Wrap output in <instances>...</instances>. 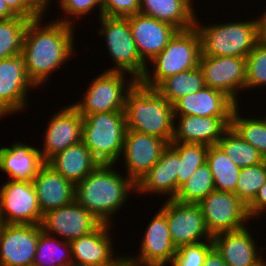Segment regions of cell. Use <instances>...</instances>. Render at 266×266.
<instances>
[{
	"instance_id": "6da1fadb",
	"label": "cell",
	"mask_w": 266,
	"mask_h": 266,
	"mask_svg": "<svg viewBox=\"0 0 266 266\" xmlns=\"http://www.w3.org/2000/svg\"><path fill=\"white\" fill-rule=\"evenodd\" d=\"M45 17L29 21L22 47L28 78L38 89L78 52L74 49L76 27L55 19L42 22Z\"/></svg>"
},
{
	"instance_id": "7a4b0ae2",
	"label": "cell",
	"mask_w": 266,
	"mask_h": 266,
	"mask_svg": "<svg viewBox=\"0 0 266 266\" xmlns=\"http://www.w3.org/2000/svg\"><path fill=\"white\" fill-rule=\"evenodd\" d=\"M116 165L100 163L75 184L74 200L101 223L110 225H115L114 215L124 208L130 194L136 193V184L124 173L120 174Z\"/></svg>"
},
{
	"instance_id": "3957f363",
	"label": "cell",
	"mask_w": 266,
	"mask_h": 266,
	"mask_svg": "<svg viewBox=\"0 0 266 266\" xmlns=\"http://www.w3.org/2000/svg\"><path fill=\"white\" fill-rule=\"evenodd\" d=\"M127 130L152 135L172 142L173 104L162 97L155 88L139 81L127 93L125 104Z\"/></svg>"
},
{
	"instance_id": "277c9868",
	"label": "cell",
	"mask_w": 266,
	"mask_h": 266,
	"mask_svg": "<svg viewBox=\"0 0 266 266\" xmlns=\"http://www.w3.org/2000/svg\"><path fill=\"white\" fill-rule=\"evenodd\" d=\"M197 16L194 27L200 36L201 55L246 58L258 43L255 18L206 25Z\"/></svg>"
},
{
	"instance_id": "5b68a950",
	"label": "cell",
	"mask_w": 266,
	"mask_h": 266,
	"mask_svg": "<svg viewBox=\"0 0 266 266\" xmlns=\"http://www.w3.org/2000/svg\"><path fill=\"white\" fill-rule=\"evenodd\" d=\"M200 56V36L196 28L178 30L167 46L147 63L139 82L146 87L156 88L169 76L197 68Z\"/></svg>"
},
{
	"instance_id": "8992f818",
	"label": "cell",
	"mask_w": 266,
	"mask_h": 266,
	"mask_svg": "<svg viewBox=\"0 0 266 266\" xmlns=\"http://www.w3.org/2000/svg\"><path fill=\"white\" fill-rule=\"evenodd\" d=\"M124 111L83 117L82 142L101 164H118L126 133Z\"/></svg>"
},
{
	"instance_id": "52a82bcc",
	"label": "cell",
	"mask_w": 266,
	"mask_h": 266,
	"mask_svg": "<svg viewBox=\"0 0 266 266\" xmlns=\"http://www.w3.org/2000/svg\"><path fill=\"white\" fill-rule=\"evenodd\" d=\"M100 72L96 78L90 80L80 101L71 104L82 117L93 113L124 111L127 93L138 82L133 75L126 72L105 69Z\"/></svg>"
},
{
	"instance_id": "ba28073f",
	"label": "cell",
	"mask_w": 266,
	"mask_h": 266,
	"mask_svg": "<svg viewBox=\"0 0 266 266\" xmlns=\"http://www.w3.org/2000/svg\"><path fill=\"white\" fill-rule=\"evenodd\" d=\"M98 34L103 36L106 43V51L112 59V66L106 68V71H122L133 75L138 81L144 75L147 64L141 59L129 20L122 17L98 18Z\"/></svg>"
},
{
	"instance_id": "9c48e42d",
	"label": "cell",
	"mask_w": 266,
	"mask_h": 266,
	"mask_svg": "<svg viewBox=\"0 0 266 266\" xmlns=\"http://www.w3.org/2000/svg\"><path fill=\"white\" fill-rule=\"evenodd\" d=\"M36 88L28 78L22 53L0 60V120L28 110L29 89Z\"/></svg>"
},
{
	"instance_id": "30bf717a",
	"label": "cell",
	"mask_w": 266,
	"mask_h": 266,
	"mask_svg": "<svg viewBox=\"0 0 266 266\" xmlns=\"http://www.w3.org/2000/svg\"><path fill=\"white\" fill-rule=\"evenodd\" d=\"M198 204L202 208L206 228L212 237L222 232L242 229L250 224L247 206L235 193L214 190Z\"/></svg>"
},
{
	"instance_id": "8fae6325",
	"label": "cell",
	"mask_w": 266,
	"mask_h": 266,
	"mask_svg": "<svg viewBox=\"0 0 266 266\" xmlns=\"http://www.w3.org/2000/svg\"><path fill=\"white\" fill-rule=\"evenodd\" d=\"M159 207L166 215L170 236L176 248L183 245L213 241L199 204L166 199Z\"/></svg>"
},
{
	"instance_id": "7c38bea8",
	"label": "cell",
	"mask_w": 266,
	"mask_h": 266,
	"mask_svg": "<svg viewBox=\"0 0 266 266\" xmlns=\"http://www.w3.org/2000/svg\"><path fill=\"white\" fill-rule=\"evenodd\" d=\"M0 186L4 224L41 225L43 214L32 182L7 180Z\"/></svg>"
},
{
	"instance_id": "4fadbf2b",
	"label": "cell",
	"mask_w": 266,
	"mask_h": 266,
	"mask_svg": "<svg viewBox=\"0 0 266 266\" xmlns=\"http://www.w3.org/2000/svg\"><path fill=\"white\" fill-rule=\"evenodd\" d=\"M199 68L206 87L223 91L239 104L240 92L245 94L246 58L201 55Z\"/></svg>"
},
{
	"instance_id": "5bb4252c",
	"label": "cell",
	"mask_w": 266,
	"mask_h": 266,
	"mask_svg": "<svg viewBox=\"0 0 266 266\" xmlns=\"http://www.w3.org/2000/svg\"><path fill=\"white\" fill-rule=\"evenodd\" d=\"M112 228L101 223L91 233L70 241L73 266H122L123 256L114 250Z\"/></svg>"
},
{
	"instance_id": "9a60e30c",
	"label": "cell",
	"mask_w": 266,
	"mask_h": 266,
	"mask_svg": "<svg viewBox=\"0 0 266 266\" xmlns=\"http://www.w3.org/2000/svg\"><path fill=\"white\" fill-rule=\"evenodd\" d=\"M168 145L164 139L126 130L120 157L125 162L126 175L136 184L157 163Z\"/></svg>"
},
{
	"instance_id": "2e32d148",
	"label": "cell",
	"mask_w": 266,
	"mask_h": 266,
	"mask_svg": "<svg viewBox=\"0 0 266 266\" xmlns=\"http://www.w3.org/2000/svg\"><path fill=\"white\" fill-rule=\"evenodd\" d=\"M101 222L75 200L43 214L41 228L52 236L70 242L95 230Z\"/></svg>"
},
{
	"instance_id": "e0dca14e",
	"label": "cell",
	"mask_w": 266,
	"mask_h": 266,
	"mask_svg": "<svg viewBox=\"0 0 266 266\" xmlns=\"http://www.w3.org/2000/svg\"><path fill=\"white\" fill-rule=\"evenodd\" d=\"M62 108L51 115L44 128V141L39 151L46 162L58 152L82 141L83 117L71 104Z\"/></svg>"
},
{
	"instance_id": "ac0fdd59",
	"label": "cell",
	"mask_w": 266,
	"mask_h": 266,
	"mask_svg": "<svg viewBox=\"0 0 266 266\" xmlns=\"http://www.w3.org/2000/svg\"><path fill=\"white\" fill-rule=\"evenodd\" d=\"M39 225L3 224L0 227V266H32Z\"/></svg>"
},
{
	"instance_id": "d6986e66",
	"label": "cell",
	"mask_w": 266,
	"mask_h": 266,
	"mask_svg": "<svg viewBox=\"0 0 266 266\" xmlns=\"http://www.w3.org/2000/svg\"><path fill=\"white\" fill-rule=\"evenodd\" d=\"M150 218L141 236L139 254L127 255L131 260L141 263L169 264L172 262L177 248L172 242L165 213L159 208Z\"/></svg>"
},
{
	"instance_id": "ffe728a7",
	"label": "cell",
	"mask_w": 266,
	"mask_h": 266,
	"mask_svg": "<svg viewBox=\"0 0 266 266\" xmlns=\"http://www.w3.org/2000/svg\"><path fill=\"white\" fill-rule=\"evenodd\" d=\"M232 117L174 115L172 142L218 144L230 128Z\"/></svg>"
},
{
	"instance_id": "44dd1931",
	"label": "cell",
	"mask_w": 266,
	"mask_h": 266,
	"mask_svg": "<svg viewBox=\"0 0 266 266\" xmlns=\"http://www.w3.org/2000/svg\"><path fill=\"white\" fill-rule=\"evenodd\" d=\"M141 59L147 64L169 43L178 29L166 22L137 13L126 17Z\"/></svg>"
},
{
	"instance_id": "7402d4cb",
	"label": "cell",
	"mask_w": 266,
	"mask_h": 266,
	"mask_svg": "<svg viewBox=\"0 0 266 266\" xmlns=\"http://www.w3.org/2000/svg\"><path fill=\"white\" fill-rule=\"evenodd\" d=\"M248 227L213 236L214 247L227 266H256L266 257L264 247L257 246V238Z\"/></svg>"
},
{
	"instance_id": "603a6c76",
	"label": "cell",
	"mask_w": 266,
	"mask_h": 266,
	"mask_svg": "<svg viewBox=\"0 0 266 266\" xmlns=\"http://www.w3.org/2000/svg\"><path fill=\"white\" fill-rule=\"evenodd\" d=\"M237 103L221 90L204 87L196 93L180 97L173 103L174 115L232 117Z\"/></svg>"
},
{
	"instance_id": "cb8c5ba5",
	"label": "cell",
	"mask_w": 266,
	"mask_h": 266,
	"mask_svg": "<svg viewBox=\"0 0 266 266\" xmlns=\"http://www.w3.org/2000/svg\"><path fill=\"white\" fill-rule=\"evenodd\" d=\"M38 148L21 140L0 147V171L8 180L32 182L46 164Z\"/></svg>"
},
{
	"instance_id": "d4e9b609",
	"label": "cell",
	"mask_w": 266,
	"mask_h": 266,
	"mask_svg": "<svg viewBox=\"0 0 266 266\" xmlns=\"http://www.w3.org/2000/svg\"><path fill=\"white\" fill-rule=\"evenodd\" d=\"M177 173L178 153L168 145L157 163L136 183V193L174 199L177 194Z\"/></svg>"
},
{
	"instance_id": "484cf974",
	"label": "cell",
	"mask_w": 266,
	"mask_h": 266,
	"mask_svg": "<svg viewBox=\"0 0 266 266\" xmlns=\"http://www.w3.org/2000/svg\"><path fill=\"white\" fill-rule=\"evenodd\" d=\"M32 184L42 214L74 201L75 185L47 163L40 169L39 174L33 178Z\"/></svg>"
},
{
	"instance_id": "4316f807",
	"label": "cell",
	"mask_w": 266,
	"mask_h": 266,
	"mask_svg": "<svg viewBox=\"0 0 266 266\" xmlns=\"http://www.w3.org/2000/svg\"><path fill=\"white\" fill-rule=\"evenodd\" d=\"M46 163L74 185L100 164L82 141L58 152Z\"/></svg>"
},
{
	"instance_id": "83f0119b",
	"label": "cell",
	"mask_w": 266,
	"mask_h": 266,
	"mask_svg": "<svg viewBox=\"0 0 266 266\" xmlns=\"http://www.w3.org/2000/svg\"><path fill=\"white\" fill-rule=\"evenodd\" d=\"M194 0H140L139 13L166 22L178 30L195 24Z\"/></svg>"
},
{
	"instance_id": "f1b7e54d",
	"label": "cell",
	"mask_w": 266,
	"mask_h": 266,
	"mask_svg": "<svg viewBox=\"0 0 266 266\" xmlns=\"http://www.w3.org/2000/svg\"><path fill=\"white\" fill-rule=\"evenodd\" d=\"M206 163L212 172L215 190L234 193L241 168L218 144L209 146Z\"/></svg>"
},
{
	"instance_id": "f546056e",
	"label": "cell",
	"mask_w": 266,
	"mask_h": 266,
	"mask_svg": "<svg viewBox=\"0 0 266 266\" xmlns=\"http://www.w3.org/2000/svg\"><path fill=\"white\" fill-rule=\"evenodd\" d=\"M32 266H73L70 243L45 233L39 225V238Z\"/></svg>"
},
{
	"instance_id": "4dcf8cb0",
	"label": "cell",
	"mask_w": 266,
	"mask_h": 266,
	"mask_svg": "<svg viewBox=\"0 0 266 266\" xmlns=\"http://www.w3.org/2000/svg\"><path fill=\"white\" fill-rule=\"evenodd\" d=\"M204 75L199 66L164 79L155 89L170 103L180 97L196 93L205 87Z\"/></svg>"
},
{
	"instance_id": "1f68e13d",
	"label": "cell",
	"mask_w": 266,
	"mask_h": 266,
	"mask_svg": "<svg viewBox=\"0 0 266 266\" xmlns=\"http://www.w3.org/2000/svg\"><path fill=\"white\" fill-rule=\"evenodd\" d=\"M241 111L240 104H238L233 110L230 127L266 159V114L259 118L254 115L244 118Z\"/></svg>"
},
{
	"instance_id": "d6a6232c",
	"label": "cell",
	"mask_w": 266,
	"mask_h": 266,
	"mask_svg": "<svg viewBox=\"0 0 266 266\" xmlns=\"http://www.w3.org/2000/svg\"><path fill=\"white\" fill-rule=\"evenodd\" d=\"M218 145L240 168L258 165L266 160L257 149L242 139L231 127L223 134Z\"/></svg>"
},
{
	"instance_id": "836d02e7",
	"label": "cell",
	"mask_w": 266,
	"mask_h": 266,
	"mask_svg": "<svg viewBox=\"0 0 266 266\" xmlns=\"http://www.w3.org/2000/svg\"><path fill=\"white\" fill-rule=\"evenodd\" d=\"M214 190L215 184L212 172L208 164L204 163L179 187L174 200L181 203L198 204Z\"/></svg>"
},
{
	"instance_id": "e575fe53",
	"label": "cell",
	"mask_w": 266,
	"mask_h": 266,
	"mask_svg": "<svg viewBox=\"0 0 266 266\" xmlns=\"http://www.w3.org/2000/svg\"><path fill=\"white\" fill-rule=\"evenodd\" d=\"M178 153L177 192L191 174L204 163L209 146L204 144L171 142L169 144Z\"/></svg>"
},
{
	"instance_id": "d590c367",
	"label": "cell",
	"mask_w": 266,
	"mask_h": 266,
	"mask_svg": "<svg viewBox=\"0 0 266 266\" xmlns=\"http://www.w3.org/2000/svg\"><path fill=\"white\" fill-rule=\"evenodd\" d=\"M29 21L20 16L0 20V60L22 53L23 39Z\"/></svg>"
},
{
	"instance_id": "8d00e7d4",
	"label": "cell",
	"mask_w": 266,
	"mask_h": 266,
	"mask_svg": "<svg viewBox=\"0 0 266 266\" xmlns=\"http://www.w3.org/2000/svg\"><path fill=\"white\" fill-rule=\"evenodd\" d=\"M265 182L266 160L258 165L241 168L234 193L248 206Z\"/></svg>"
},
{
	"instance_id": "74e56055",
	"label": "cell",
	"mask_w": 266,
	"mask_h": 266,
	"mask_svg": "<svg viewBox=\"0 0 266 266\" xmlns=\"http://www.w3.org/2000/svg\"><path fill=\"white\" fill-rule=\"evenodd\" d=\"M266 86V44L258 42L246 57L245 90L262 89Z\"/></svg>"
},
{
	"instance_id": "f35d334b",
	"label": "cell",
	"mask_w": 266,
	"mask_h": 266,
	"mask_svg": "<svg viewBox=\"0 0 266 266\" xmlns=\"http://www.w3.org/2000/svg\"><path fill=\"white\" fill-rule=\"evenodd\" d=\"M58 5L60 10H62L61 16H63L60 18V15H58L55 20L75 27L78 24L76 21L79 22L80 18L82 20L87 17L86 15H91L94 9L99 11H97L99 15L97 18L103 16L102 0H60Z\"/></svg>"
},
{
	"instance_id": "ab89813d",
	"label": "cell",
	"mask_w": 266,
	"mask_h": 266,
	"mask_svg": "<svg viewBox=\"0 0 266 266\" xmlns=\"http://www.w3.org/2000/svg\"><path fill=\"white\" fill-rule=\"evenodd\" d=\"M214 247L213 241L183 245L177 248L169 266H203L208 252Z\"/></svg>"
},
{
	"instance_id": "60d3db41",
	"label": "cell",
	"mask_w": 266,
	"mask_h": 266,
	"mask_svg": "<svg viewBox=\"0 0 266 266\" xmlns=\"http://www.w3.org/2000/svg\"><path fill=\"white\" fill-rule=\"evenodd\" d=\"M140 0H102L103 16L126 18L139 13Z\"/></svg>"
},
{
	"instance_id": "b9f144b4",
	"label": "cell",
	"mask_w": 266,
	"mask_h": 266,
	"mask_svg": "<svg viewBox=\"0 0 266 266\" xmlns=\"http://www.w3.org/2000/svg\"><path fill=\"white\" fill-rule=\"evenodd\" d=\"M247 213L251 220L257 221L266 216V182L258 190L254 200L247 206Z\"/></svg>"
},
{
	"instance_id": "7bdbcfd3",
	"label": "cell",
	"mask_w": 266,
	"mask_h": 266,
	"mask_svg": "<svg viewBox=\"0 0 266 266\" xmlns=\"http://www.w3.org/2000/svg\"><path fill=\"white\" fill-rule=\"evenodd\" d=\"M7 6L20 17L28 20H34L41 14L30 4L28 0H4Z\"/></svg>"
},
{
	"instance_id": "ee69618b",
	"label": "cell",
	"mask_w": 266,
	"mask_h": 266,
	"mask_svg": "<svg viewBox=\"0 0 266 266\" xmlns=\"http://www.w3.org/2000/svg\"><path fill=\"white\" fill-rule=\"evenodd\" d=\"M203 266H227L221 254L213 247L207 254Z\"/></svg>"
},
{
	"instance_id": "f6af8a7d",
	"label": "cell",
	"mask_w": 266,
	"mask_h": 266,
	"mask_svg": "<svg viewBox=\"0 0 266 266\" xmlns=\"http://www.w3.org/2000/svg\"><path fill=\"white\" fill-rule=\"evenodd\" d=\"M260 15V17L257 16L255 19L257 24V39L258 42L266 44V9L265 11L263 10V13Z\"/></svg>"
},
{
	"instance_id": "bcb514c9",
	"label": "cell",
	"mask_w": 266,
	"mask_h": 266,
	"mask_svg": "<svg viewBox=\"0 0 266 266\" xmlns=\"http://www.w3.org/2000/svg\"><path fill=\"white\" fill-rule=\"evenodd\" d=\"M30 4L41 14L47 15L49 8H51L52 0H28ZM55 4H59L60 0H56ZM46 13V14H45Z\"/></svg>"
},
{
	"instance_id": "7dc6e473",
	"label": "cell",
	"mask_w": 266,
	"mask_h": 266,
	"mask_svg": "<svg viewBox=\"0 0 266 266\" xmlns=\"http://www.w3.org/2000/svg\"><path fill=\"white\" fill-rule=\"evenodd\" d=\"M169 264L141 263L131 260L128 256H123L122 266H168Z\"/></svg>"
},
{
	"instance_id": "c3c4849f",
	"label": "cell",
	"mask_w": 266,
	"mask_h": 266,
	"mask_svg": "<svg viewBox=\"0 0 266 266\" xmlns=\"http://www.w3.org/2000/svg\"><path fill=\"white\" fill-rule=\"evenodd\" d=\"M17 15L7 6L4 0H0V20L14 18Z\"/></svg>"
},
{
	"instance_id": "681fc988",
	"label": "cell",
	"mask_w": 266,
	"mask_h": 266,
	"mask_svg": "<svg viewBox=\"0 0 266 266\" xmlns=\"http://www.w3.org/2000/svg\"><path fill=\"white\" fill-rule=\"evenodd\" d=\"M256 266H266V259L264 258L259 264Z\"/></svg>"
},
{
	"instance_id": "f907efd6",
	"label": "cell",
	"mask_w": 266,
	"mask_h": 266,
	"mask_svg": "<svg viewBox=\"0 0 266 266\" xmlns=\"http://www.w3.org/2000/svg\"><path fill=\"white\" fill-rule=\"evenodd\" d=\"M4 224L2 216H1V208H0V227Z\"/></svg>"
}]
</instances>
